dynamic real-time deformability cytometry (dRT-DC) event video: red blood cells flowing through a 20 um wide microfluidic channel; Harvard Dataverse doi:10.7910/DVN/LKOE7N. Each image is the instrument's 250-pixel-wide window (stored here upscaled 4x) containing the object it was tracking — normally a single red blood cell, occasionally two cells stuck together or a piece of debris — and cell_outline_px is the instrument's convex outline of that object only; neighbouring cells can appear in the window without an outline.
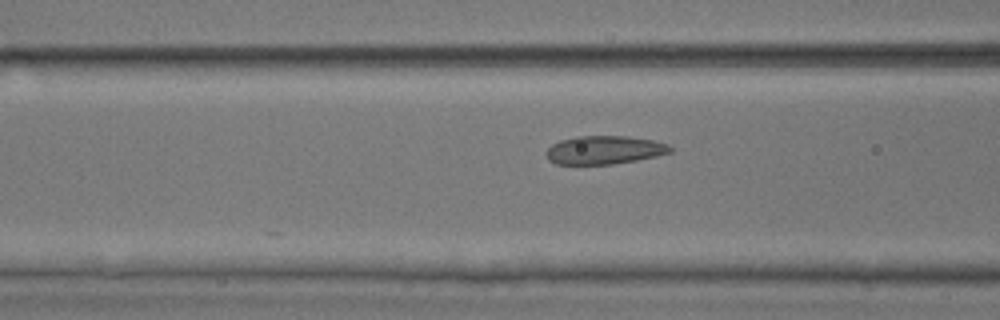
{"species": "common noctule bat (a hibernating species)", "species_latin": "Nyctalus noctula", "temperature_condition": "room temperature", "stored_images_in_passage": 14, "camera_frame_rate_fps": 3000, "um_per_image_px": 0.085, "animal": {"sex": "male", "body_mass_g": 17.9, "forearm_length_mm": 54.2}, "frame": {"image": 1, "passage_image": 10, "time_ms": 3.0, "image_size_px": [1000, 320], "cell_outline_px": [[672, 152], [656, 156], [636, 160], [612, 164], [556, 164], [548, 160], [544, 152], [552, 144], [560, 140], [576, 136], [628, 136], [652, 140], [668, 144], [672, 148]], "centroid_in_image_um": [51.34, 12.74], "position_along_channel_um": 115.3, "area_um2": 20.58}}
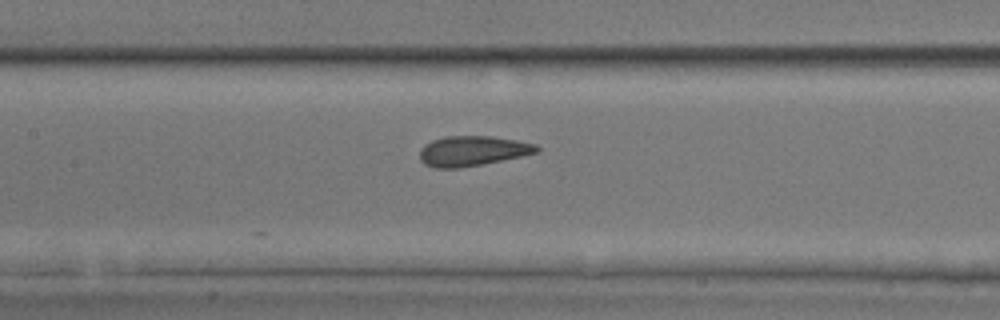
{"frame": {"image": 2, "passage_image": 14, "time_ms": 4.333, "image_size_px": [1000, 320], "cell_outline_px": [[540, 152], [484, 164], [456, 168], [436, 168], [424, 164], [420, 160], [420, 148], [424, 144], [432, 140], [444, 136], [492, 136], [516, 140], [536, 144], [540, 148]], "centroid_in_image_um": [40.16, 12.82], "position_along_channel_um": 167.2, "area_um2": 20.63}}